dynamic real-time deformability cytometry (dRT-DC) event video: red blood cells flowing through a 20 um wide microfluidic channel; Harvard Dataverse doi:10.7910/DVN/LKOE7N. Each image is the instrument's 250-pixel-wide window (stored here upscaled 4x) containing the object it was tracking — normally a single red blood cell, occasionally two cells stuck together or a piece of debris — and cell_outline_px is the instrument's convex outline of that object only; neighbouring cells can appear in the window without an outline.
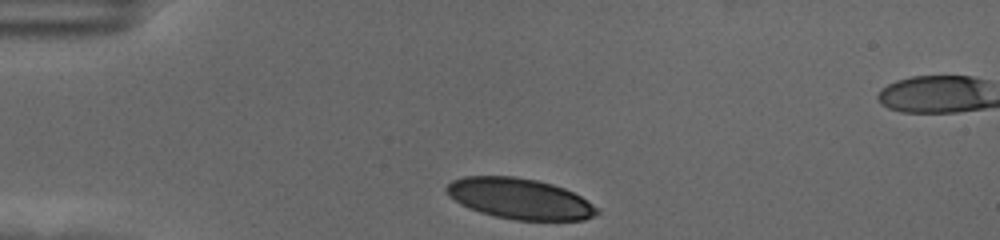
{"species": "human", "species_latin": "Homo sapiens", "temperature_condition": "cold", "stored_images_in_passage": 35, "camera_frame_rate_fps": 3000, "um_per_image_px": 0.085, "donor": {"sex": "female"}, "frame": {"image": 1, "passage_image": 1, "time_ms": 0.0, "image_size_px": [1000, 240], "cell_outline_px": [[600, 212], [584, 220], [516, 220], [496, 216], [480, 212], [468, 208], [460, 204], [444, 188], [452, 180], [464, 176], [512, 176], [536, 180], [552, 184], [564, 188], [588, 200], [600, 208]], "centroid_in_image_um": [44.2, 16.89], "position_along_channel_um": 40.8, "area_um2": 35.6}}
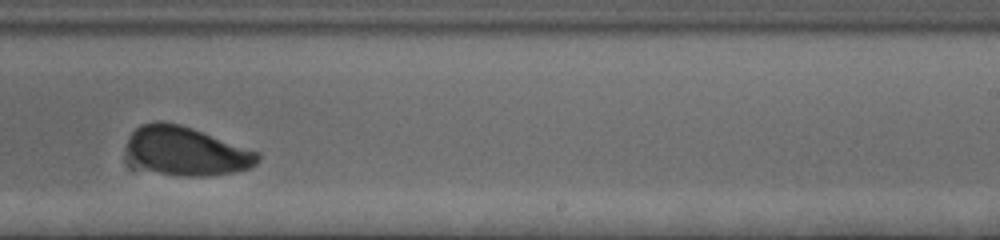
{"frame": {"image": 2, "passage_image": 24, "time_ms": 7.667, "image_size_px": [1000, 240], "cell_outline_px": [[260, 160], [252, 168], [236, 172], [208, 176], [180, 176], [160, 172], [148, 168], [128, 152], [128, 136], [140, 124], [156, 120], [160, 120], [180, 124], [192, 128], [260, 152]], "centroid_in_image_um": [15.94, 12.82], "position_along_channel_um": 273.1, "area_um2": 36.76}}
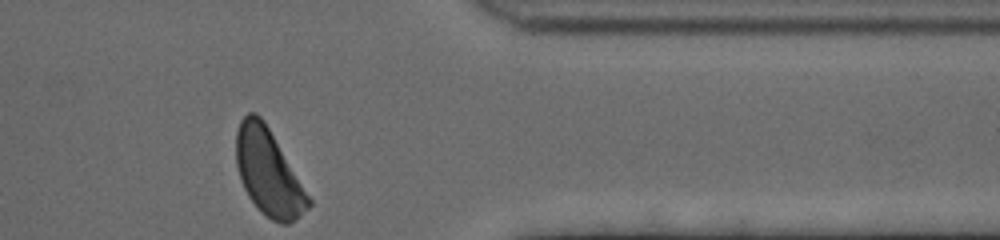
{"frame": {"image": 3, "passage_image": 35, "time_ms": 11.333, "image_size_px": [1000, 240], "cell_outline_px": [[312, 204], [308, 208], [288, 224], [280, 224], [272, 220], [248, 196], [240, 180], [236, 164], [236, 132], [240, 120], [248, 112], [256, 112], [264, 120], [312, 200]], "centroid_in_image_um": [22.8, 14.62], "position_along_channel_um": 388.6, "area_um2": 35.84}, "authors_computed_cell_mechanics": {"area_um2": 37.4544, "velocity_mm_per_s": 3.4992, "shape_relaxation_time_tau1_ms": 2.85, "shape_relaxation_time_tau2_ms": null, "deformation_change_tau1": 0.118, "deformation_change_tau2": null}}